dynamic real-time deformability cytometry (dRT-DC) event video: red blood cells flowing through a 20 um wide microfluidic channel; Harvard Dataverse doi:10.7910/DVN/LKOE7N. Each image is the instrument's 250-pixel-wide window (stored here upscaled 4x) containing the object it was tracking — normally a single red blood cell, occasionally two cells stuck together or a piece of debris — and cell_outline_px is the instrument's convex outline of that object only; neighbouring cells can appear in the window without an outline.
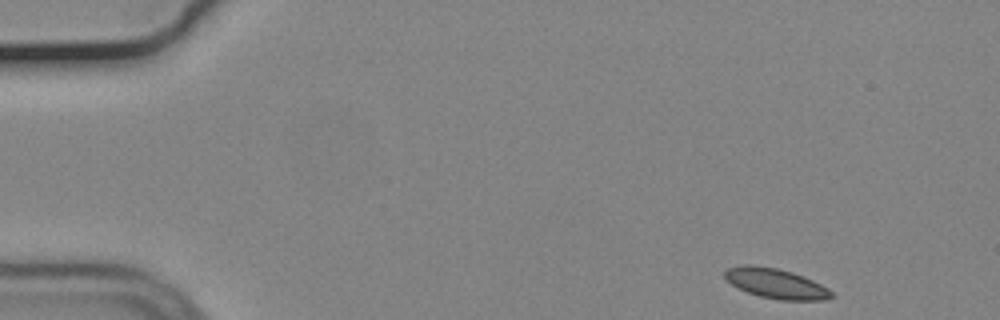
{"species": "common noctule bat (a hibernating species)", "species_latin": "Nyctalus noctula", "temperature_condition": "cold", "stored_images_in_passage": 52, "camera_frame_rate_fps": 3000, "um_per_image_px": 0.085, "animal": {"sex": "male", "body_mass_g": 19.2, "forearm_length_mm": 51.8}, "frame": {"image": 1, "passage_image": 1, "time_ms": 0.0, "image_size_px": [1000, 320], "cell_outline_px": [[836, 296], [824, 300], [780, 300], [760, 296], [748, 292], [732, 284], [724, 276], [724, 272], [728, 268], [744, 264], [748, 264], [776, 268], [792, 272], [804, 276], [828, 288]], "centroid_in_image_um": [65.98, 24.1], "position_along_channel_um": 19.0, "area_um2": 18.5}}
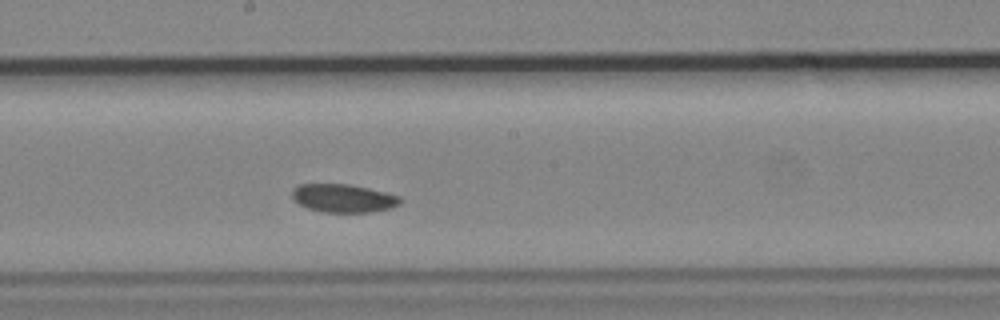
{"frame": {"image": 2, "passage_image": 26, "time_ms": 8.333, "image_size_px": [1000, 320], "cell_outline_px": [[400, 204], [392, 208], [372, 212], [320, 212], [308, 208], [300, 204], [292, 196], [292, 188], [300, 184], [348, 184], [368, 188], [400, 196]], "centroid_in_image_um": [29.18, 16.85], "position_along_channel_um": 219.0, "area_um2": 17.74}}
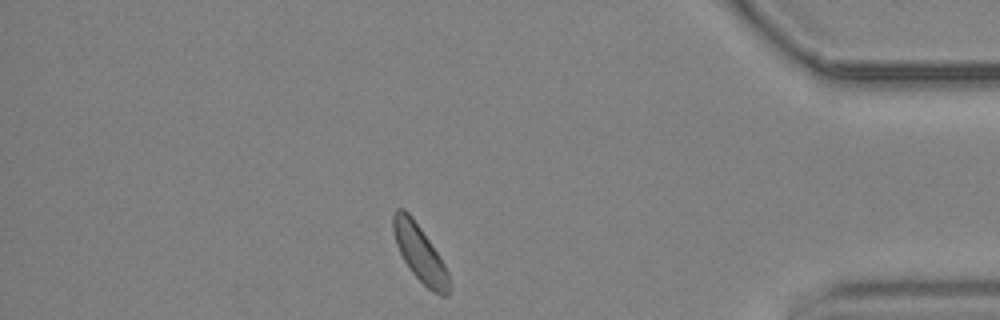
{"frame": {"image": 3, "passage_image": 44, "time_ms": 14.333, "image_size_px": [1000, 320], "cell_outline_px": [[448, 296], [440, 296], [432, 292], [412, 272], [404, 260], [396, 244], [392, 228], [392, 216], [396, 208], [404, 208], [412, 216], [444, 264], [448, 272]], "centroid_in_image_um": [35.65, 21.5], "position_along_channel_um": 399.6, "area_um2": 17.98}, "authors_computed_cell_mechanics": {"area_um2": 18.2648, "velocity_mm_per_s": 3.6359, "shape_relaxation_time_tau1_ms": 2.6577, "shape_relaxation_time_tau2_ms": null, "deformation_change_tau1": 0.0626, "deformation_change_tau2": null}}